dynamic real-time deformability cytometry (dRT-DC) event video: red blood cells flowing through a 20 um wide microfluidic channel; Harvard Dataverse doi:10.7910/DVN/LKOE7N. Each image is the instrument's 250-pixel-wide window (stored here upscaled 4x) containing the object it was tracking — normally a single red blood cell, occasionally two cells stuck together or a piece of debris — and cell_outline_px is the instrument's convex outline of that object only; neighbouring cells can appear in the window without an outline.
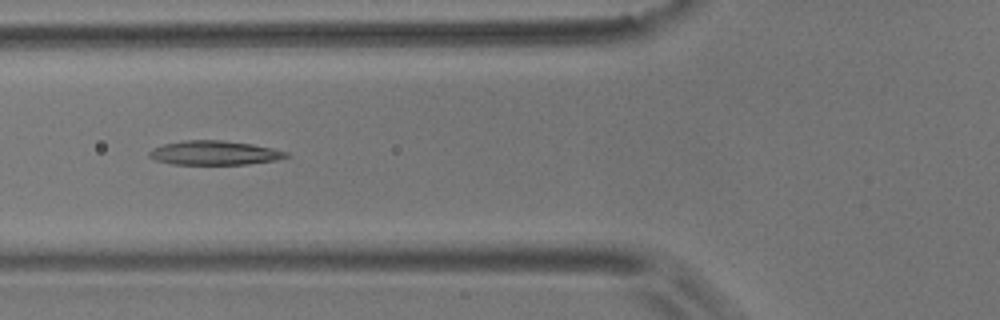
{"species": "common noctule bat (a hibernating species)", "species_latin": "Nyctalus noctula", "temperature_condition": "room temperature", "stored_images_in_passage": 13, "camera_frame_rate_fps": 3000, "um_per_image_px": 0.085, "animal": {"sex": "male", "body_mass_g": 17.9}, "frame": {"image": 1, "passage_image": 4, "time_ms": 4.0, "image_size_px": [1000, 320], "cell_outline_px": [[288, 156], [276, 160], [248, 164], [172, 164], [156, 160], [148, 156], [148, 152], [152, 148], [164, 144], [184, 140], [220, 140], [252, 144], [272, 148], [288, 152]], "centroid_in_image_um": [18.2, 12.99], "position_along_channel_um": 107.6, "area_um2": 19.19}}
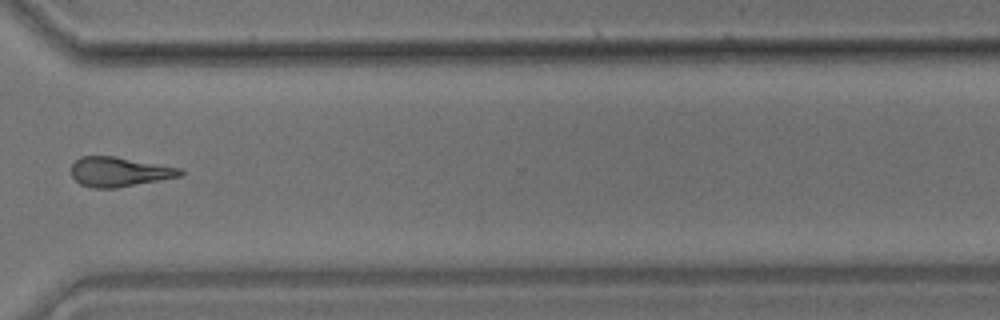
{"frame": {"image": 2, "passage_image": 10, "time_ms": 11.0, "image_size_px": [1000, 320], "cell_outline_px": [[184, 172], [180, 176], [116, 188], [92, 188], [80, 184], [72, 176], [72, 164], [80, 156], [116, 156], [184, 168]], "centroid_in_image_um": [10.16, 14.59], "position_along_channel_um": 360.4, "area_um2": 18.9}, "authors_computed_cell_mechanics": {"area_um2": 19.0162, "velocity_mm_per_s": 3.615, "shape_relaxation_time_tau1_ms": null, "shape_relaxation_time_tau2_ms": 6.8092, "deformation_change_tau1": null, "deformation_change_tau2": 0.1578}}